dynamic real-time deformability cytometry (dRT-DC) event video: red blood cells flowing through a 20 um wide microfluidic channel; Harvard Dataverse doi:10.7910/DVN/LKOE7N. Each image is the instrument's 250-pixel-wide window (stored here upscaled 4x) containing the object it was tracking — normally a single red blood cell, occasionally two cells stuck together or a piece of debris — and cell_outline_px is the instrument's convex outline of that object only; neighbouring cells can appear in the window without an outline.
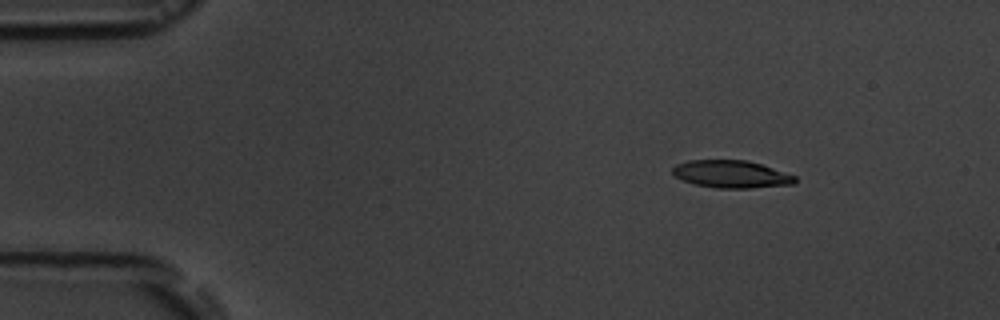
{"species": "common noctule bat (a hibernating species)", "species_latin": "Nyctalus noctula", "temperature_condition": "room temperature", "stored_images_in_passage": 9, "camera_frame_rate_fps": 3000, "um_per_image_px": 0.085, "animal": {"sex": "male", "body_mass_g": 19.5, "forearm_length_mm": 54.6}, "frame": {"image": 1, "passage_image": 1, "time_ms": 0.0, "image_size_px": [1000, 320], "cell_outline_px": [[796, 180], [792, 184], [748, 188], [716, 188], [696, 184], [684, 180], [676, 176], [672, 172], [672, 168], [676, 164], [688, 160], [748, 160], [796, 176]], "centroid_in_image_um": [62.14, 14.79], "position_along_channel_um": 22.9, "area_um2": 19.36}}
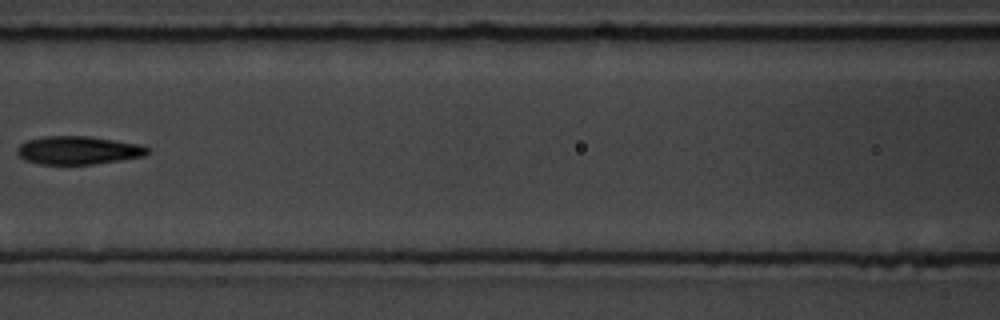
{"frame": {"image": 2, "passage_image": 6, "time_ms": 6.0, "image_size_px": [1000, 320], "cell_outline_px": [[148, 152], [144, 156], [120, 160], [92, 164], [40, 164], [24, 160], [16, 152], [16, 148], [20, 144], [28, 140], [44, 136], [88, 136], [140, 144], [148, 148]], "centroid_in_image_um": [6.61, 12.77], "position_along_channel_um": 160.0, "area_um2": 21.33}}
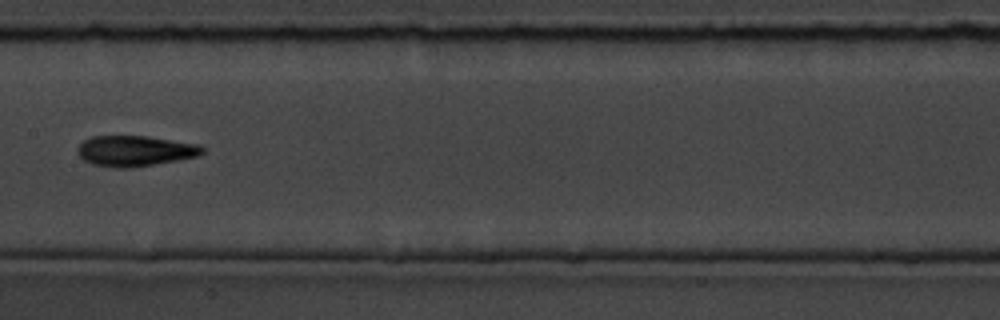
{"frame": {"image": 3, "passage_image": 7, "time_ms": 7.0, "image_size_px": [1000, 320], "cell_outline_px": [[204, 152], [200, 156], [132, 168], [116, 168], [92, 164], [84, 160], [76, 152], [76, 148], [84, 140], [92, 136], [148, 136], [200, 144], [204, 148]], "centroid_in_image_um": [11.49, 12.83], "position_along_channel_um": 195.9, "area_um2": 22.48}}